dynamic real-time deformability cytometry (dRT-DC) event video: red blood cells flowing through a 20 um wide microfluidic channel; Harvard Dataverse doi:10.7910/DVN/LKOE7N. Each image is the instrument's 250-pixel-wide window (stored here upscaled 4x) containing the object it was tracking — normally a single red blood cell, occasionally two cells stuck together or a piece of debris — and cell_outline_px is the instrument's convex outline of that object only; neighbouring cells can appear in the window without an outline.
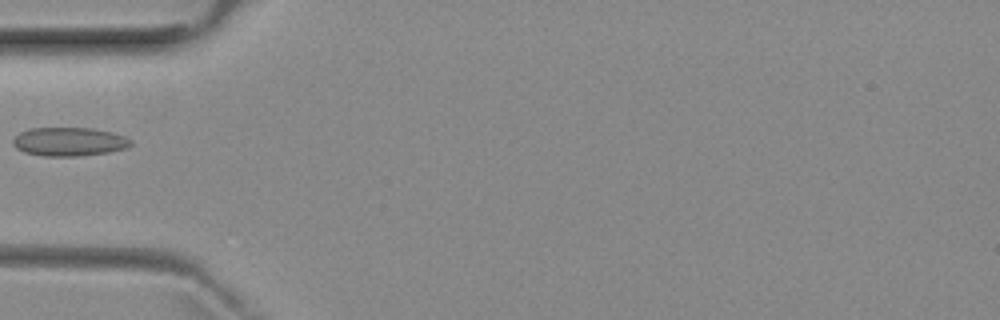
{"species": "common noctule bat (a hibernating species)", "species_latin": "Nyctalus noctula", "temperature_condition": "room temperature", "stored_images_in_passage": 2, "camera_frame_rate_fps": 3000, "um_per_image_px": 0.085, "animal": {"sex": "female", "body_mass_g": 29.2, "forearm_length_mm": 56.3}, "frame": {"image": 1, "passage_image": 1, "time_ms": 0.0, "image_size_px": [1000, 320], "cell_outline_px": [[132, 144], [124, 148], [108, 152], [80, 156], [44, 156], [24, 152], [16, 148], [12, 144], [12, 140], [20, 132], [28, 128], [92, 128], [112, 132], [124, 136], [132, 140]], "centroid_in_image_um": [5.85, 12.04], "position_along_channel_um": 79.1, "area_um2": 19.71}}